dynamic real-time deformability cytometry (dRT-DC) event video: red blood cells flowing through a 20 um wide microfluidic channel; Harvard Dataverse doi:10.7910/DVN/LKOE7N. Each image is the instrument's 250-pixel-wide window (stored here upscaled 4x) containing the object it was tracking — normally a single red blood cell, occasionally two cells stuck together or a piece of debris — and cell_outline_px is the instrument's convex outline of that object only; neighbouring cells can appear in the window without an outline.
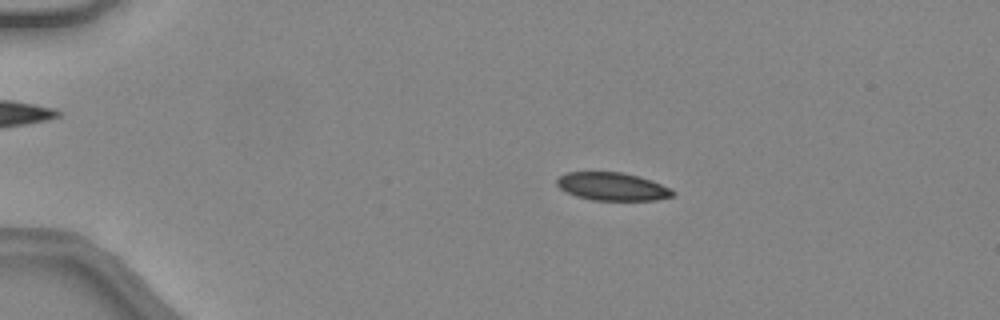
{"species": "common noctule bat (a hibernating species)", "species_latin": "Nyctalus noctula", "temperature_condition": "warm", "stored_images_in_passage": 47, "camera_frame_rate_fps": 3000, "um_per_image_px": 0.085, "animal": {"sex": "female", "body_mass_g": 24.6, "forearm_length_mm": 56.2}, "frame": {"image": 1, "passage_image": 10, "time_ms": 3.0, "image_size_px": [1000, 320], "cell_outline_px": [[676, 192], [672, 196], [656, 200], [592, 200], [576, 196], [564, 192], [556, 184], [556, 180], [560, 176], [568, 172], [624, 172], [640, 176], [652, 180]], "centroid_in_image_um": [52.02, 15.85], "position_along_channel_um": 33.0, "area_um2": 18.96}}
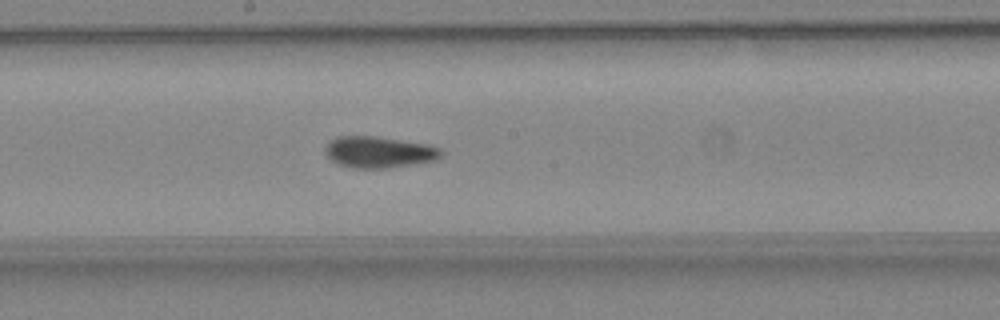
{"frame": {"image": 2, "passage_image": 27, "time_ms": 8.667, "image_size_px": [1000, 320], "cell_outline_px": [[444, 152], [436, 160], [388, 168], [352, 168], [336, 164], [324, 152], [324, 148], [336, 136], [376, 136], [428, 144], [440, 148]], "centroid_in_image_um": [32.2, 12.93], "position_along_channel_um": 216.0, "area_um2": 21.27}}
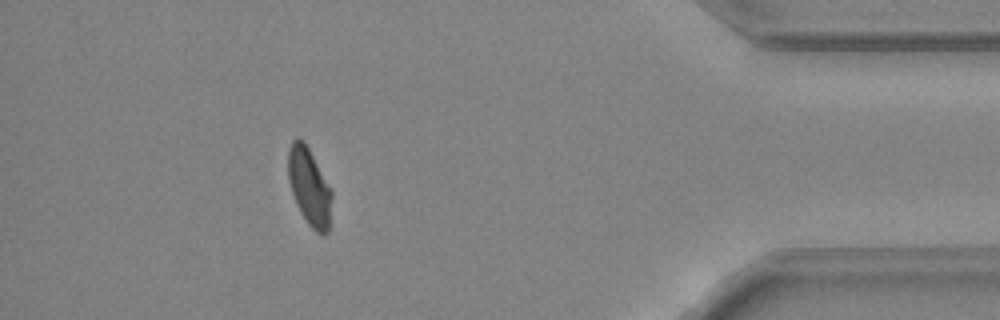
{"frame": {"image": 3, "passage_image": 43, "time_ms": 14.0, "image_size_px": [1000, 320], "cell_outline_px": [[332, 196], [328, 232], [324, 236], [320, 236], [308, 224], [300, 212], [292, 192], [288, 180], [288, 148], [292, 140], [296, 136], [304, 140], [332, 192]], "centroid_in_image_um": [26.27, 15.88], "position_along_channel_um": 408.9, "area_um2": 19.65}, "authors_computed_cell_mechanics": {"area_um2": 20.1144, "velocity_mm_per_s": 4.4347, "shape_relaxation_time_tau1_ms": 6.3443, "shape_relaxation_time_tau2_ms": 1.5049, "deformation_change_tau1": 0.142, "deformation_change_tau2": 0.0614}}